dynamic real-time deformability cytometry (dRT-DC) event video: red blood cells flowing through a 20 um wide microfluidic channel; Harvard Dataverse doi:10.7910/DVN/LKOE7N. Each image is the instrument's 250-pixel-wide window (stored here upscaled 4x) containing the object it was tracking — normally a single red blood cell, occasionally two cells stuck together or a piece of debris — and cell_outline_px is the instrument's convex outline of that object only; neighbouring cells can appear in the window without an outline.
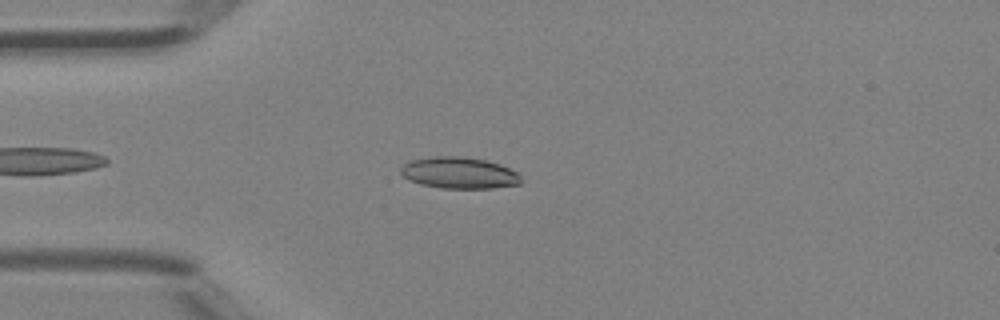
{"species": "Egyptian fruit bat (a non-hibernating species)", "species_latin": "Rousettus aegyptiacus", "temperature_condition": "room temperature", "stored_images_in_passage": 38, "camera_frame_rate_fps": 3000, "um_per_image_px": 0.085, "animal": {"sex": "female"}, "frame": {"image": 1, "passage_image": 5, "time_ms": 1.333, "image_size_px": [1000, 320], "cell_outline_px": [[520, 184], [492, 188], [440, 188], [420, 184], [408, 180], [400, 172], [400, 168], [404, 164], [412, 160], [436, 156], [460, 156], [484, 160], [500, 164], [516, 172], [520, 176]], "centroid_in_image_um": [39.0, 14.7], "position_along_channel_um": 46.0, "area_um2": 21.91}}
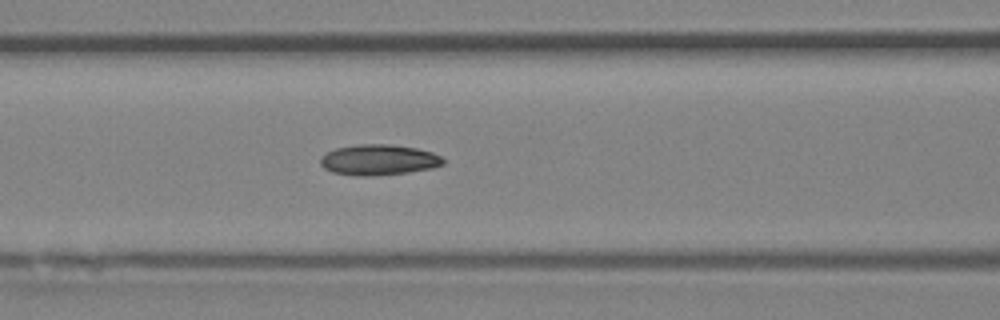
{"frame": {"image": 2, "passage_image": 12, "time_ms": 3.667, "image_size_px": [1000, 320], "cell_outline_px": [[444, 164], [432, 168], [408, 172], [372, 176], [356, 176], [332, 172], [324, 168], [320, 164], [320, 156], [336, 148], [360, 144], [392, 144], [416, 148], [432, 152], [440, 156], [444, 160]], "centroid_in_image_um": [32.17, 13.59], "position_along_channel_um": 134.4, "area_um2": 21.96}}
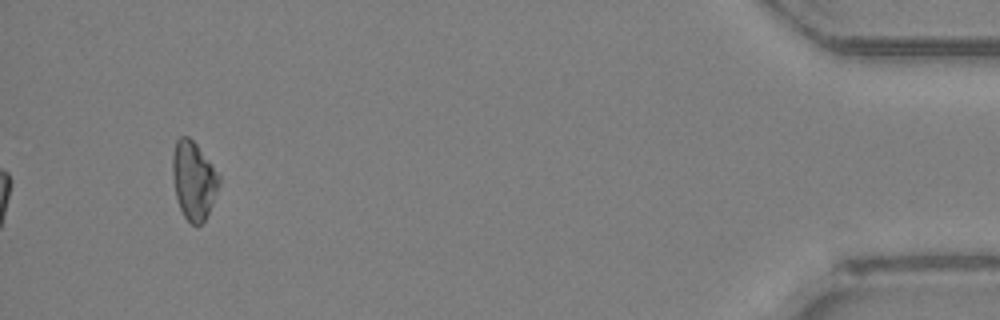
{"frame": {"image": 3, "passage_image": 36, "time_ms": 11.667, "image_size_px": [1000, 320], "cell_outline_px": [[220, 184], [212, 204], [204, 220], [196, 228], [184, 216], [180, 208], [176, 196], [172, 176], [172, 156], [176, 140], [180, 136], [188, 136], [196, 144], [212, 164], [220, 176]], "centroid_in_image_um": [16.45, 15.32], "position_along_channel_um": 418.7, "area_um2": 21.15}}